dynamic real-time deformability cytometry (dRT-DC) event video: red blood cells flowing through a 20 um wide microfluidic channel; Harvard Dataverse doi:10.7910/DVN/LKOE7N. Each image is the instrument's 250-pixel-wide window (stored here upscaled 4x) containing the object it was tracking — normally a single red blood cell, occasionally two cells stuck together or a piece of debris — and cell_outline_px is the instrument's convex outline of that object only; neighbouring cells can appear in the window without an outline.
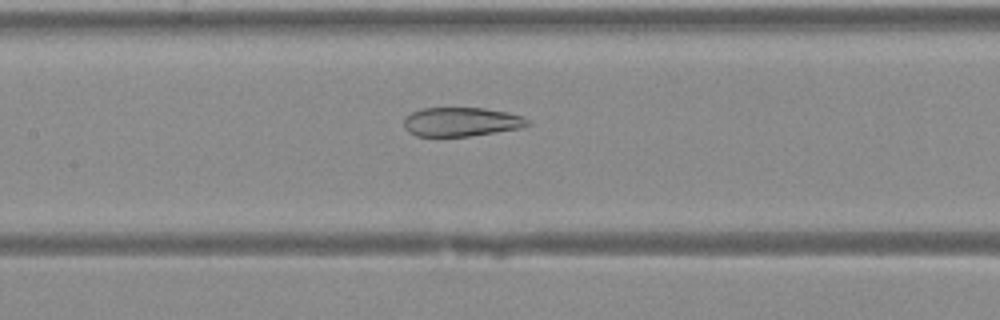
{"species": "Egyptian fruit bat (a non-hibernating species)", "species_latin": "Rousettus aegyptiacus", "temperature_condition": "warm", "stored_images_in_passage": 32, "camera_frame_rate_fps": 3000, "um_per_image_px": 0.085, "animal": {"sex": "female"}, "frame": {"image": 1, "passage_image": 13, "time_ms": 4.0, "image_size_px": [1000, 320], "cell_outline_px": [[532, 124], [520, 128], [468, 136], [416, 136], [408, 132], [404, 128], [404, 116], [412, 112], [424, 108], [484, 108], [508, 112], [524, 116]], "centroid_in_image_um": [39.2, 10.35], "position_along_channel_um": 168.2, "area_um2": 20.98}}
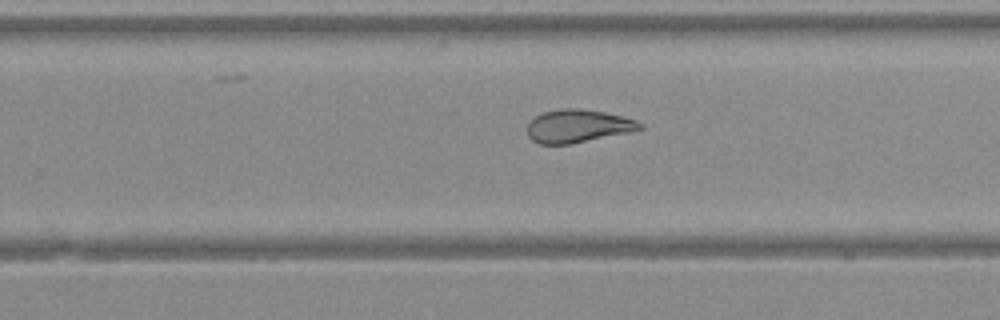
{"frame": {"image": 2, "passage_image": 20, "time_ms": 6.333, "image_size_px": [1000, 320], "cell_outline_px": [[644, 128], [632, 132], [572, 144], [540, 144], [532, 140], [528, 136], [528, 124], [536, 116], [544, 112], [564, 108], [580, 108], [604, 112], [636, 120], [644, 124]], "centroid_in_image_um": [49.16, 10.73], "position_along_channel_um": 280.6, "area_um2": 21.73}}
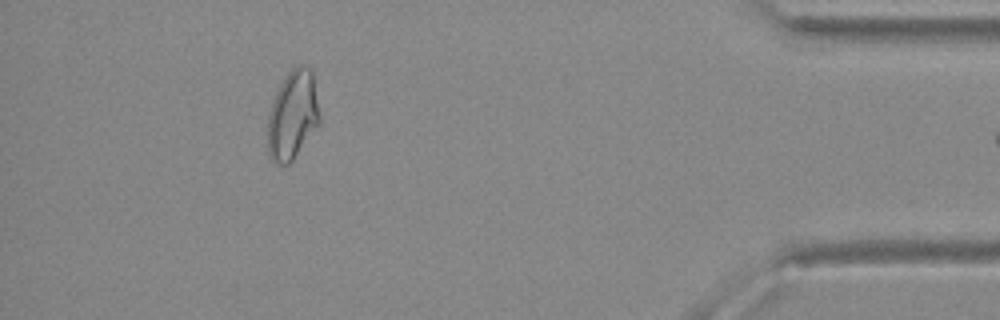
{"frame": {"image": 3, "passage_image": 31, "time_ms": 10.0, "image_size_px": [1000, 320], "cell_outline_px": [[320, 124], [292, 160], [288, 164], [276, 164], [272, 160], [268, 152], [268, 112], [276, 92], [280, 84], [288, 72], [292, 68], [300, 64], [312, 68], [320, 116]], "centroid_in_image_um": [24.88, 9.77], "position_along_channel_um": 410.3, "area_um2": 26.99}}